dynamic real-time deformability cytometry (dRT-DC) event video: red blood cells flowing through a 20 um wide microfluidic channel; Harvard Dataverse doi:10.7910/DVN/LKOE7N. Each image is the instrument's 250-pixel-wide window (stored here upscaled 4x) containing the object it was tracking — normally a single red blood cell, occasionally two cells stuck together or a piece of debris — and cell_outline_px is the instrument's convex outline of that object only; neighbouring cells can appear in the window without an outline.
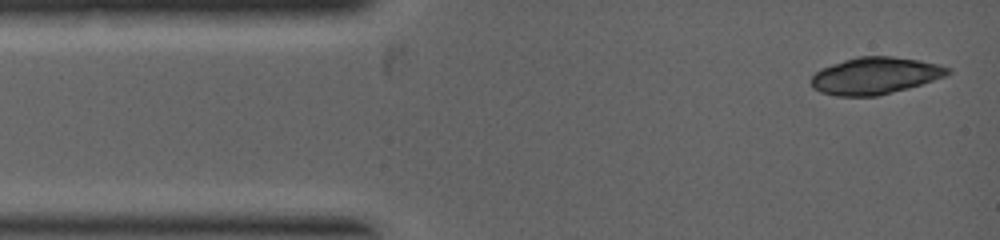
{"species": "common noctule bat (a hibernating species)", "species_latin": "Nyctalus noctula", "temperature_condition": "warm", "stored_images_in_passage": 3, "camera_frame_rate_fps": 5000, "um_per_image_px": 0.085, "animal": {"sex": "female", "body_mass_g": 19.0, "forearm_length_mm": 53.3}, "frame": {"image": 1, "passage_image": 1, "time_ms": 0.0, "image_size_px": [1000, 240], "cell_outline_px": [[952, 72], [944, 76], [908, 88], [876, 96], [836, 96], [820, 92], [812, 88], [812, 76], [820, 68], [856, 56], [892, 56], [920, 60], [940, 64], [952, 68]], "centroid_in_image_um": [74.39, 6.42], "position_along_channel_um": 10.6, "area_um2": 29.42}}